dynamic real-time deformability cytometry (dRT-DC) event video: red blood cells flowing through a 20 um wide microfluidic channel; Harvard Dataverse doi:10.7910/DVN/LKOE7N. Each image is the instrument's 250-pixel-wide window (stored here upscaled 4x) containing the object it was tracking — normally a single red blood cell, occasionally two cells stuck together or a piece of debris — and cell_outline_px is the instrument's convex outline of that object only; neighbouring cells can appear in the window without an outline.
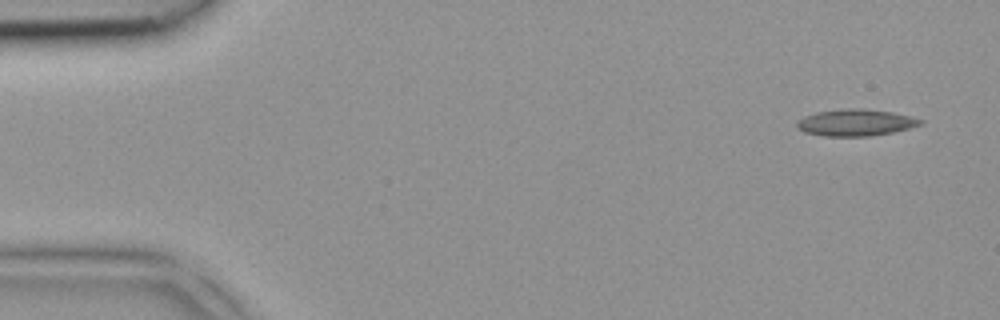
{"species": "common noctule bat (a hibernating species)", "species_latin": "Nyctalus noctula", "temperature_condition": "room temperature", "stored_images_in_passage": 4, "camera_frame_rate_fps": 3000, "um_per_image_px": 0.085, "animal": {"sex": "female", "body_mass_g": 18.4}, "frame": {"image": 1, "passage_image": 1, "time_ms": 0.0, "image_size_px": [1000, 320], "cell_outline_px": [[924, 124], [912, 128], [872, 136], [824, 136], [804, 132], [796, 128], [796, 124], [804, 116], [816, 112], [840, 108], [864, 108], [892, 112], [912, 116], [924, 120]], "centroid_in_image_um": [72.77, 10.41], "position_along_channel_um": 12.2, "area_um2": 19.54}}
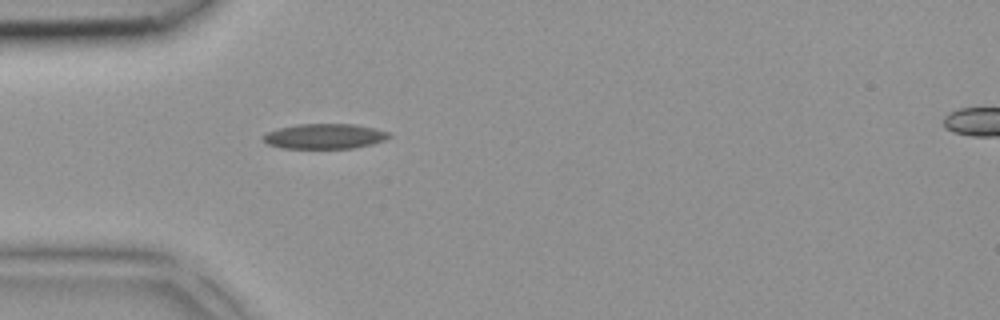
{"frame": {"image": 2, "passage_image": 4, "time_ms": 1.0, "image_size_px": [1000, 320], "cell_outline_px": [[392, 136], [384, 140], [372, 144], [352, 148], [280, 148], [268, 144], [260, 136], [268, 132], [280, 128], [300, 124], [356, 124], [376, 128], [392, 132]], "centroid_in_image_um": [27.64, 11.58], "position_along_channel_um": 57.4, "area_um2": 18.5}}